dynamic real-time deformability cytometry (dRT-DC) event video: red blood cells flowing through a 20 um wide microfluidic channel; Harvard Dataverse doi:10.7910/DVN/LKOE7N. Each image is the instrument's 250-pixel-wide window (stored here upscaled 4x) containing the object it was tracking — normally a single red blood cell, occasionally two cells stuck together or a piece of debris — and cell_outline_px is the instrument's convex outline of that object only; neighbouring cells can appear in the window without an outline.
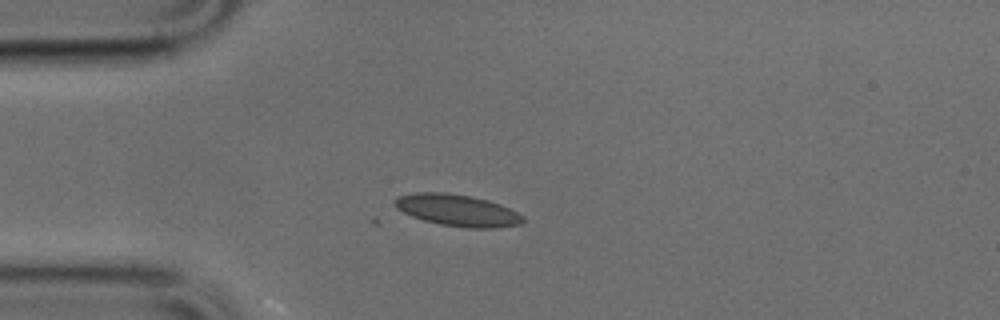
{"species": "common noctule bat (a hibernating species)", "species_latin": "Nyctalus noctula", "temperature_condition": "cold", "stored_images_in_passage": 3, "camera_frame_rate_fps": 3000, "um_per_image_px": 0.085, "animal": {"sex": "male", "body_mass_g": 17.9, "forearm_length_mm": 54.2}, "frame": {"image": 1, "passage_image": 3, "time_ms": 0.667, "image_size_px": [1000, 320], "cell_outline_px": [[524, 220], [520, 224], [496, 228], [468, 228], [440, 224], [424, 220], [412, 216], [396, 208], [392, 200], [396, 196], [416, 192], [448, 192], [472, 196], [488, 200], [500, 204], [524, 216]], "centroid_in_image_um": [38.85, 17.86], "position_along_channel_um": 46.1, "area_um2": 23.81}}